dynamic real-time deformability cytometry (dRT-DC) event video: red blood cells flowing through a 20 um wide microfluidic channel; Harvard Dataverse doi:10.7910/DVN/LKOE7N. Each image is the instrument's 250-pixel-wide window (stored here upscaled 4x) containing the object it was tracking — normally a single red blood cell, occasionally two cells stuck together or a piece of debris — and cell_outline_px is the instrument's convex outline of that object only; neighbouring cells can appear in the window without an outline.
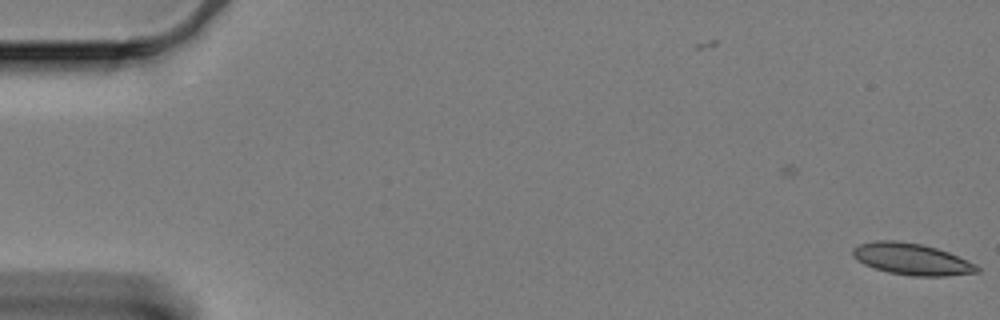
{"species": "Egyptian fruit bat (a non-hibernating species)", "species_latin": "Rousettus aegyptiacus", "temperature_condition": "cold", "stored_images_in_passage": 6, "camera_frame_rate_fps": 3000, "um_per_image_px": 0.085, "animal": {"sex": "female"}, "frame": {"image": 1, "passage_image": 6, "time_ms": 1.667, "image_size_px": [1000, 320], "cell_outline_px": [[980, 272], [948, 276], [912, 276], [888, 272], [864, 264], [856, 260], [852, 256], [852, 248], [860, 244], [876, 240], [896, 240], [920, 244], [936, 248], [948, 252], [968, 260], [976, 264], [980, 268]], "centroid_in_image_um": [77.5, 22.03], "position_along_channel_um": 7.5, "area_um2": 22.95}}